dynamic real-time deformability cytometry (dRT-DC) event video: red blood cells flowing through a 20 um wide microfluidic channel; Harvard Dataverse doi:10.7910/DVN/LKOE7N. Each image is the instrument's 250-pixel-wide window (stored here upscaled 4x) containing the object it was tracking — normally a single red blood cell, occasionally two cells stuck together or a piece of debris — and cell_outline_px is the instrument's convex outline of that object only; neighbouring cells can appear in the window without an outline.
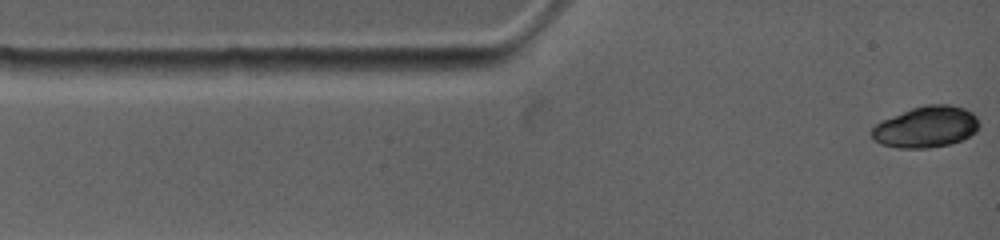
{"species": "common noctule bat (a hibernating species)", "species_latin": "Nyctalus noctula", "temperature_condition": "warm", "stored_images_in_passage": 74, "camera_frame_rate_fps": 4500, "um_per_image_px": 0.085, "animal": {"sex": "female", "body_mass_g": 19.0, "forearm_length_mm": 53.3}, "frame": {"image": 1, "passage_image": 1, "time_ms": 0.0, "image_size_px": [1000, 240], "cell_outline_px": [[980, 124], [976, 132], [952, 144], [928, 148], [896, 148], [880, 144], [872, 140], [872, 128], [880, 120], [912, 108], [924, 104], [948, 104], [964, 108], [972, 112], [976, 116]], "centroid_in_image_um": [78.7, 10.79], "position_along_channel_um": 6.3, "area_um2": 26.13}}
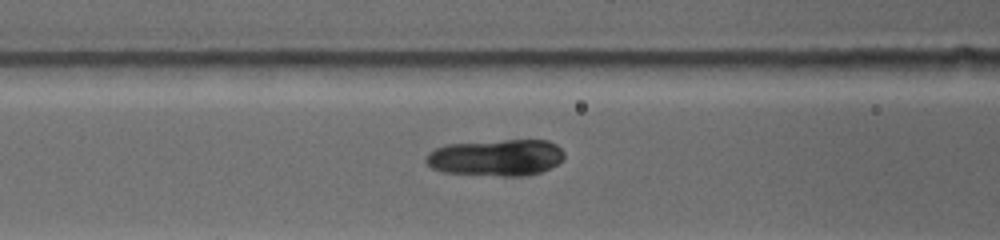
{"frame": {"image": 2, "passage_image": 22, "time_ms": 4.222, "image_size_px": [1000, 240], "cell_outline_px": [[564, 160], [540, 172], [528, 176], [500, 176], [440, 172], [432, 168], [424, 160], [424, 156], [428, 152], [436, 148], [448, 144], [504, 140], [548, 140], [556, 144], [564, 152]], "centroid_in_image_um": [42.16, 13.4], "position_along_channel_um": 124.4, "area_um2": 29.71}}
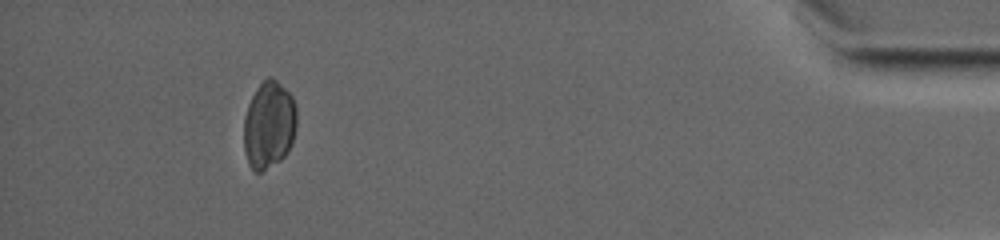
{"frame": {"image": 3, "passage_image": 65, "time_ms": 14.0, "image_size_px": [1000, 240], "cell_outline_px": [[296, 128], [292, 144], [288, 152], [280, 160], [260, 172], [256, 172], [248, 164], [244, 152], [244, 116], [248, 104], [256, 88], [268, 76], [272, 76], [292, 96], [296, 108]], "centroid_in_image_um": [22.85, 10.62], "position_along_channel_um": 412.3, "area_um2": 27.05}}